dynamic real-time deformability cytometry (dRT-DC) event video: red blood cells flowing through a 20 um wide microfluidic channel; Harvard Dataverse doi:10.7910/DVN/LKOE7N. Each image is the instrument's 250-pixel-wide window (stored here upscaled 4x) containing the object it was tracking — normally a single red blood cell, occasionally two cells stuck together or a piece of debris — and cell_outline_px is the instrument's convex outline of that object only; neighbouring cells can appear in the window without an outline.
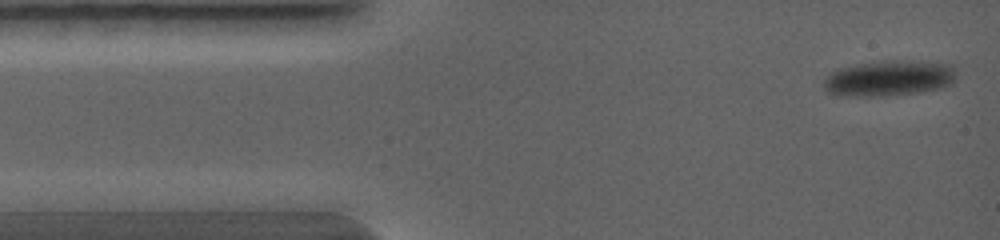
{"species": "common noctule bat (a hibernating species)", "species_latin": "Nyctalus noctula", "temperature_condition": "warm", "stored_images_in_passage": 5, "camera_frame_rate_fps": 5000, "um_per_image_px": 0.085, "animal": {"sex": "female", "body_mass_g": 19.0, "forearm_length_mm": 56.7}, "frame": {"image": 1, "passage_image": 1, "time_ms": 0.0, "image_size_px": [1000, 240], "cell_outline_px": [[956, 76], [948, 84], [940, 88], [920, 92], [880, 96], [844, 96], [828, 92], [824, 88], [824, 80], [832, 72], [840, 68], [860, 64], [888, 60], [912, 60], [952, 64]], "centroid_in_image_um": [75.58, 6.64], "position_along_channel_um": 9.4, "area_um2": 27.34}}
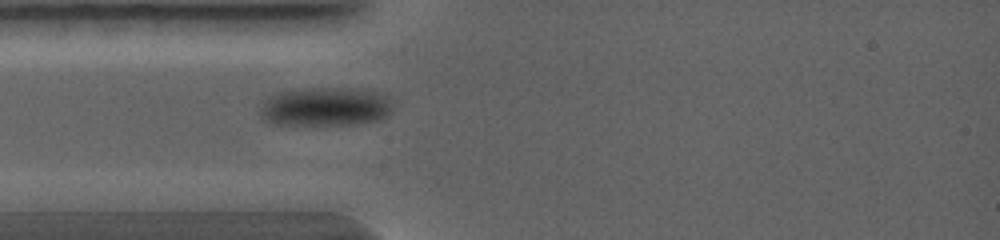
{"frame": {"image": 2, "passage_image": 4, "time_ms": 2.2, "image_size_px": [1000, 240], "cell_outline_px": [[396, 100], [392, 112], [388, 116], [380, 120], [356, 124], [272, 124], [264, 120], [260, 116], [260, 100], [276, 92], [304, 88], [360, 88], [376, 92], [388, 96]], "centroid_in_image_um": [27.69, 9.05], "position_along_channel_um": 57.3, "area_um2": 30.92}}
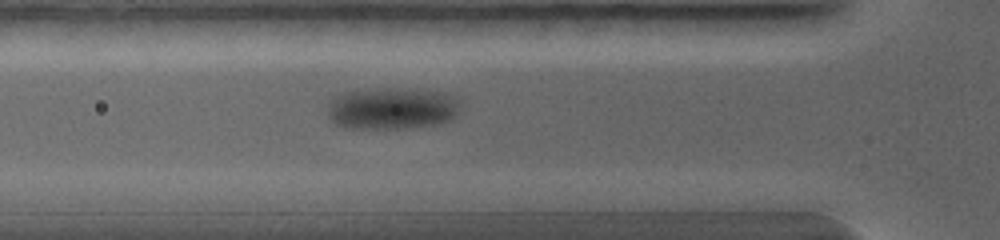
{"frame": {"image": 3, "passage_image": 5, "time_ms": 2.8, "image_size_px": [1000, 240], "cell_outline_px": [[460, 104], [456, 116], [452, 120], [440, 124], [400, 128], [348, 128], [336, 124], [328, 116], [328, 100], [336, 96], [348, 92], [384, 88], [388, 88], [444, 92], [460, 100]], "centroid_in_image_um": [33.34, 9.22], "position_along_channel_um": 92.5, "area_um2": 32.25}}